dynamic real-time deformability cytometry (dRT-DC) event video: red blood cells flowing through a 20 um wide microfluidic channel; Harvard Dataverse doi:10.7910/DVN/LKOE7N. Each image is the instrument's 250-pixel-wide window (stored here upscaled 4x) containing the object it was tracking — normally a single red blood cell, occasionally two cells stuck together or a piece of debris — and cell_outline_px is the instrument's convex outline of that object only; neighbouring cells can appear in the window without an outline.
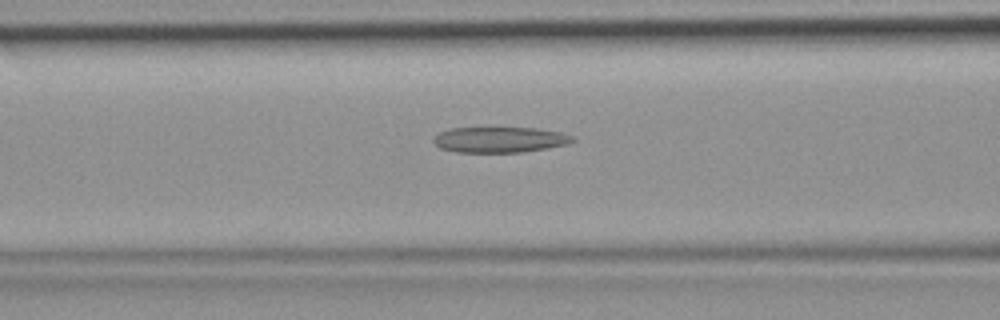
{"species": "common noctule bat (a hibernating species)", "species_latin": "Nyctalus noctula", "temperature_condition": "room temperature", "stored_images_in_passage": 44, "camera_frame_rate_fps": 3000, "um_per_image_px": 0.085, "animal": {"sex": "female", "body_mass_g": 19.9}, "frame": {"image": 1, "passage_image": 18, "time_ms": 5.667, "image_size_px": [1000, 320], "cell_outline_px": [[576, 140], [568, 144], [548, 148], [520, 152], [456, 152], [440, 148], [432, 140], [440, 132], [448, 128], [536, 128], [560, 132], [572, 136]], "centroid_in_image_um": [42.48, 11.87], "position_along_channel_um": 124.1, "area_um2": 20.69}}
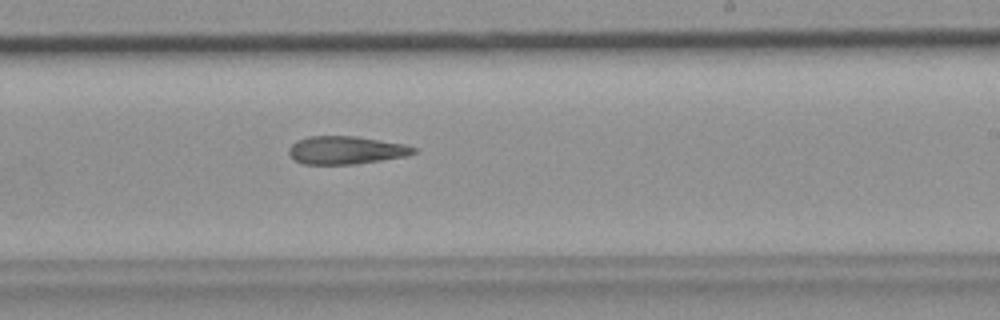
{"frame": {"image": 2, "passage_image": 27, "time_ms": 8.667, "image_size_px": [1000, 320], "cell_outline_px": [[416, 152], [404, 156], [356, 164], [304, 164], [296, 160], [288, 152], [288, 148], [296, 140], [308, 136], [356, 136], [404, 144], [416, 148]], "centroid_in_image_um": [29.37, 12.75], "position_along_channel_um": 259.6, "area_um2": 20.17}}
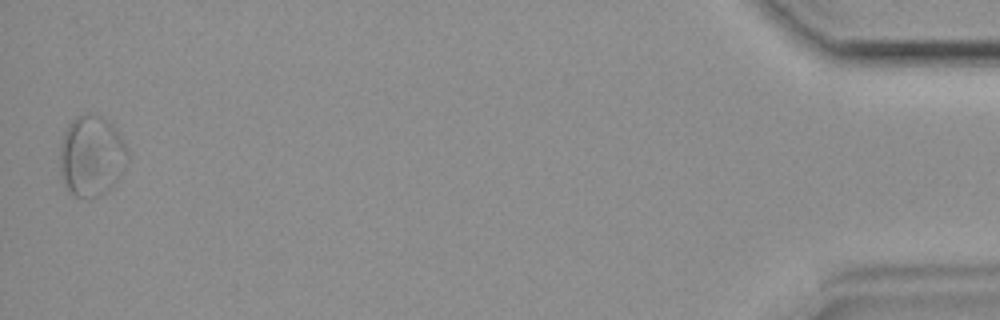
{"frame": {"image": 3, "passage_image": 44, "time_ms": 14.333, "image_size_px": [1000, 320], "cell_outline_px": [[128, 160], [124, 172], [104, 192], [88, 200], [76, 196], [68, 188], [60, 176], [60, 144], [64, 132], [68, 124], [76, 116], [88, 112], [100, 116], [112, 124], [116, 128], [124, 140], [128, 152]], "centroid_in_image_um": [7.78, 13.23], "position_along_channel_um": 427.4, "area_um2": 32.14}}